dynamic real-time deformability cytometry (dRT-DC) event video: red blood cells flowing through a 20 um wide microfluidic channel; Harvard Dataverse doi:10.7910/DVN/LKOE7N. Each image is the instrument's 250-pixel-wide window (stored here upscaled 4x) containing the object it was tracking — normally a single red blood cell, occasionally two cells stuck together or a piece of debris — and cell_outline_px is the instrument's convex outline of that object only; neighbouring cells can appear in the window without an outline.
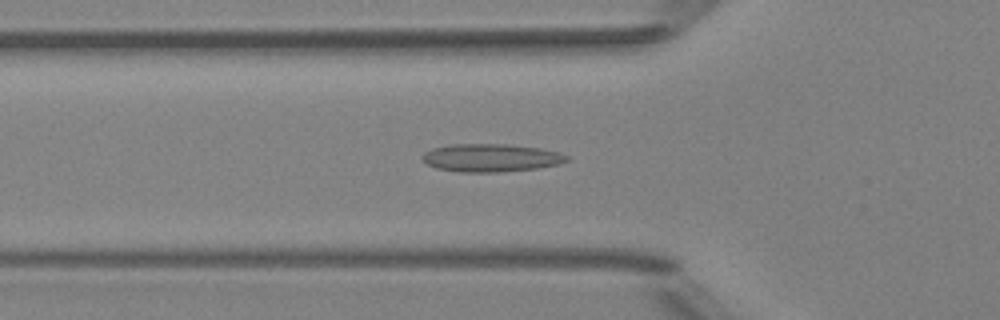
{"species": "Egyptian fruit bat (a non-hibernating species)", "species_latin": "Rousettus aegyptiacus", "temperature_condition": "room temperature", "stored_images_in_passage": 35, "camera_frame_rate_fps": 3000, "um_per_image_px": 0.085, "animal": {"sex": "female"}, "frame": {"image": 1, "passage_image": 2, "time_ms": 0.333, "image_size_px": [1000, 320], "cell_outline_px": [[568, 160], [556, 164], [536, 168], [500, 172], [460, 172], [436, 168], [428, 164], [420, 156], [424, 152], [432, 148], [452, 144], [504, 144], [540, 148], [560, 152], [568, 156]], "centroid_in_image_um": [41.7, 13.41], "position_along_channel_um": 84.1, "area_um2": 23.41}}
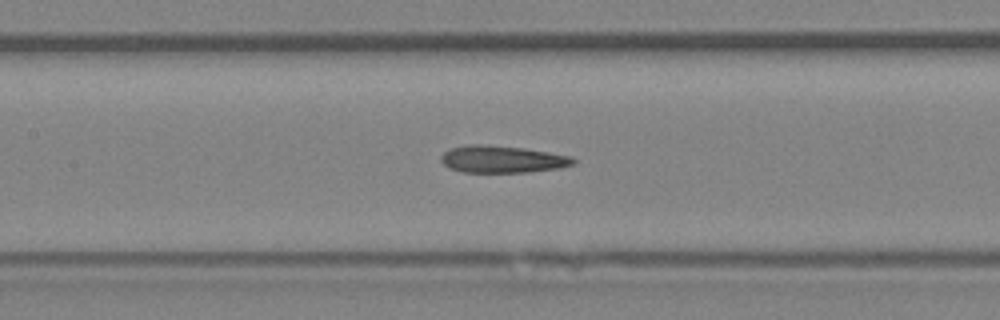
{"frame": {"image": 2, "passage_image": 8, "time_ms": 2.333, "image_size_px": [1000, 320], "cell_outline_px": [[576, 164], [560, 168], [528, 172], [464, 172], [452, 168], [444, 164], [440, 160], [440, 156], [448, 148], [464, 144], [480, 144], [524, 148], [572, 156], [576, 160]], "centroid_in_image_um": [42.7, 13.52], "position_along_channel_um": 164.7, "area_um2": 21.04}}
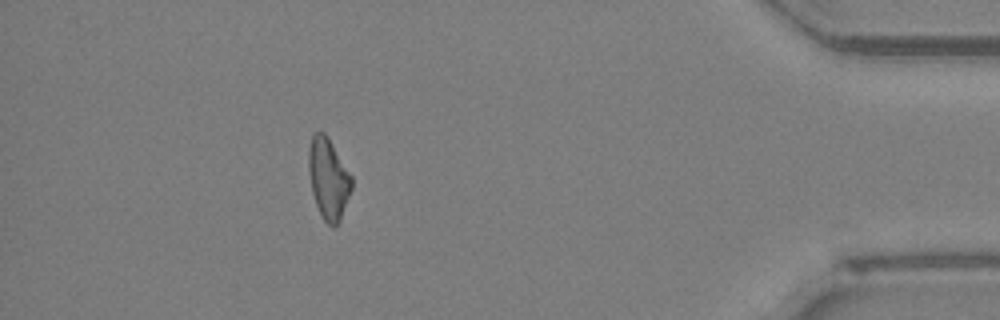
{"frame": {"image": 3, "passage_image": 30, "time_ms": 9.667, "image_size_px": [1000, 320], "cell_outline_px": [[352, 188], [340, 220], [336, 228], [332, 228], [324, 220], [316, 204], [312, 192], [308, 172], [308, 152], [312, 136], [316, 132], [324, 132], [328, 136], [352, 176]], "centroid_in_image_um": [27.91, 15.19], "position_along_channel_um": 407.3, "area_um2": 20.35}}